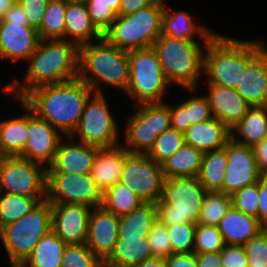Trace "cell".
I'll return each mask as SVG.
<instances>
[{"instance_id": "cell-1", "label": "cell", "mask_w": 267, "mask_h": 267, "mask_svg": "<svg viewBox=\"0 0 267 267\" xmlns=\"http://www.w3.org/2000/svg\"><path fill=\"white\" fill-rule=\"evenodd\" d=\"M79 46L66 39H40L27 61L22 80L15 79L1 87L12 100L22 99L32 89L78 78ZM13 95V96H12Z\"/></svg>"}, {"instance_id": "cell-2", "label": "cell", "mask_w": 267, "mask_h": 267, "mask_svg": "<svg viewBox=\"0 0 267 267\" xmlns=\"http://www.w3.org/2000/svg\"><path fill=\"white\" fill-rule=\"evenodd\" d=\"M93 93L84 81L76 78L36 87L21 100L61 134L70 136L76 129L86 102Z\"/></svg>"}, {"instance_id": "cell-3", "label": "cell", "mask_w": 267, "mask_h": 267, "mask_svg": "<svg viewBox=\"0 0 267 267\" xmlns=\"http://www.w3.org/2000/svg\"><path fill=\"white\" fill-rule=\"evenodd\" d=\"M266 44L262 38L239 40L216 32L205 46V85L236 89L247 67L267 48Z\"/></svg>"}, {"instance_id": "cell-4", "label": "cell", "mask_w": 267, "mask_h": 267, "mask_svg": "<svg viewBox=\"0 0 267 267\" xmlns=\"http://www.w3.org/2000/svg\"><path fill=\"white\" fill-rule=\"evenodd\" d=\"M78 78L94 93L102 87L123 90L129 85L128 51L109 44L104 38L79 46Z\"/></svg>"}, {"instance_id": "cell-5", "label": "cell", "mask_w": 267, "mask_h": 267, "mask_svg": "<svg viewBox=\"0 0 267 267\" xmlns=\"http://www.w3.org/2000/svg\"><path fill=\"white\" fill-rule=\"evenodd\" d=\"M210 38L186 40L160 35L153 43L167 81L193 94L201 86L204 51ZM201 40V41H199ZM202 42V43H201ZM202 76V77H201Z\"/></svg>"}, {"instance_id": "cell-6", "label": "cell", "mask_w": 267, "mask_h": 267, "mask_svg": "<svg viewBox=\"0 0 267 267\" xmlns=\"http://www.w3.org/2000/svg\"><path fill=\"white\" fill-rule=\"evenodd\" d=\"M164 5L165 0H157L134 14L118 15L103 38L126 51L151 48L162 34Z\"/></svg>"}, {"instance_id": "cell-7", "label": "cell", "mask_w": 267, "mask_h": 267, "mask_svg": "<svg viewBox=\"0 0 267 267\" xmlns=\"http://www.w3.org/2000/svg\"><path fill=\"white\" fill-rule=\"evenodd\" d=\"M52 230V208L46 199L22 218L0 229V239L11 267H19L41 238Z\"/></svg>"}, {"instance_id": "cell-8", "label": "cell", "mask_w": 267, "mask_h": 267, "mask_svg": "<svg viewBox=\"0 0 267 267\" xmlns=\"http://www.w3.org/2000/svg\"><path fill=\"white\" fill-rule=\"evenodd\" d=\"M206 192L197 176L165 178L162 198L156 203L157 220L166 226L197 223Z\"/></svg>"}, {"instance_id": "cell-9", "label": "cell", "mask_w": 267, "mask_h": 267, "mask_svg": "<svg viewBox=\"0 0 267 267\" xmlns=\"http://www.w3.org/2000/svg\"><path fill=\"white\" fill-rule=\"evenodd\" d=\"M128 59L129 85L125 93L134 105L164 102L171 84L164 75L153 47L128 51Z\"/></svg>"}, {"instance_id": "cell-10", "label": "cell", "mask_w": 267, "mask_h": 267, "mask_svg": "<svg viewBox=\"0 0 267 267\" xmlns=\"http://www.w3.org/2000/svg\"><path fill=\"white\" fill-rule=\"evenodd\" d=\"M109 109L104 93H93L70 137L76 140L78 136V142L100 148L120 145L118 122Z\"/></svg>"}, {"instance_id": "cell-11", "label": "cell", "mask_w": 267, "mask_h": 267, "mask_svg": "<svg viewBox=\"0 0 267 267\" xmlns=\"http://www.w3.org/2000/svg\"><path fill=\"white\" fill-rule=\"evenodd\" d=\"M0 191L27 197H46L47 168L20 156H2Z\"/></svg>"}, {"instance_id": "cell-12", "label": "cell", "mask_w": 267, "mask_h": 267, "mask_svg": "<svg viewBox=\"0 0 267 267\" xmlns=\"http://www.w3.org/2000/svg\"><path fill=\"white\" fill-rule=\"evenodd\" d=\"M46 199L51 204H82L96 208L102 205L103 194L98 189L91 172L86 174L47 172Z\"/></svg>"}, {"instance_id": "cell-13", "label": "cell", "mask_w": 267, "mask_h": 267, "mask_svg": "<svg viewBox=\"0 0 267 267\" xmlns=\"http://www.w3.org/2000/svg\"><path fill=\"white\" fill-rule=\"evenodd\" d=\"M164 173L146 153L126 155L120 181L130 188L145 203H157L163 194Z\"/></svg>"}, {"instance_id": "cell-14", "label": "cell", "mask_w": 267, "mask_h": 267, "mask_svg": "<svg viewBox=\"0 0 267 267\" xmlns=\"http://www.w3.org/2000/svg\"><path fill=\"white\" fill-rule=\"evenodd\" d=\"M227 167L223 193L232 195L243 187L262 180L263 172L256 162L252 146L237 143L230 138L226 145Z\"/></svg>"}, {"instance_id": "cell-15", "label": "cell", "mask_w": 267, "mask_h": 267, "mask_svg": "<svg viewBox=\"0 0 267 267\" xmlns=\"http://www.w3.org/2000/svg\"><path fill=\"white\" fill-rule=\"evenodd\" d=\"M62 137L63 134L29 108V139L19 156L48 168L54 160Z\"/></svg>"}, {"instance_id": "cell-16", "label": "cell", "mask_w": 267, "mask_h": 267, "mask_svg": "<svg viewBox=\"0 0 267 267\" xmlns=\"http://www.w3.org/2000/svg\"><path fill=\"white\" fill-rule=\"evenodd\" d=\"M52 231L66 244H85L92 208L82 204H51Z\"/></svg>"}, {"instance_id": "cell-17", "label": "cell", "mask_w": 267, "mask_h": 267, "mask_svg": "<svg viewBox=\"0 0 267 267\" xmlns=\"http://www.w3.org/2000/svg\"><path fill=\"white\" fill-rule=\"evenodd\" d=\"M40 41L38 30L26 23H9L0 19V57L13 62H27Z\"/></svg>"}, {"instance_id": "cell-18", "label": "cell", "mask_w": 267, "mask_h": 267, "mask_svg": "<svg viewBox=\"0 0 267 267\" xmlns=\"http://www.w3.org/2000/svg\"><path fill=\"white\" fill-rule=\"evenodd\" d=\"M118 217L102 206L92 208L86 245L104 263L113 253L118 240Z\"/></svg>"}, {"instance_id": "cell-19", "label": "cell", "mask_w": 267, "mask_h": 267, "mask_svg": "<svg viewBox=\"0 0 267 267\" xmlns=\"http://www.w3.org/2000/svg\"><path fill=\"white\" fill-rule=\"evenodd\" d=\"M59 141L54 160L47 172L86 174L91 172L96 154L100 147L87 145L70 136Z\"/></svg>"}, {"instance_id": "cell-20", "label": "cell", "mask_w": 267, "mask_h": 267, "mask_svg": "<svg viewBox=\"0 0 267 267\" xmlns=\"http://www.w3.org/2000/svg\"><path fill=\"white\" fill-rule=\"evenodd\" d=\"M207 97L212 116L230 131L234 129L251 107L244 97L233 88L207 85Z\"/></svg>"}, {"instance_id": "cell-21", "label": "cell", "mask_w": 267, "mask_h": 267, "mask_svg": "<svg viewBox=\"0 0 267 267\" xmlns=\"http://www.w3.org/2000/svg\"><path fill=\"white\" fill-rule=\"evenodd\" d=\"M134 107L137 110L128 117L123 135L125 144L121 145L132 153H147L158 136L150 124V103Z\"/></svg>"}, {"instance_id": "cell-22", "label": "cell", "mask_w": 267, "mask_h": 267, "mask_svg": "<svg viewBox=\"0 0 267 267\" xmlns=\"http://www.w3.org/2000/svg\"><path fill=\"white\" fill-rule=\"evenodd\" d=\"M102 38L103 34L92 23L86 3L79 0H67L65 39L80 46Z\"/></svg>"}, {"instance_id": "cell-23", "label": "cell", "mask_w": 267, "mask_h": 267, "mask_svg": "<svg viewBox=\"0 0 267 267\" xmlns=\"http://www.w3.org/2000/svg\"><path fill=\"white\" fill-rule=\"evenodd\" d=\"M128 153L129 151L121 144L112 148H100L98 150L91 175L102 194L120 181Z\"/></svg>"}, {"instance_id": "cell-24", "label": "cell", "mask_w": 267, "mask_h": 267, "mask_svg": "<svg viewBox=\"0 0 267 267\" xmlns=\"http://www.w3.org/2000/svg\"><path fill=\"white\" fill-rule=\"evenodd\" d=\"M225 245L243 246L266 227L258 218L231 208L218 225Z\"/></svg>"}, {"instance_id": "cell-25", "label": "cell", "mask_w": 267, "mask_h": 267, "mask_svg": "<svg viewBox=\"0 0 267 267\" xmlns=\"http://www.w3.org/2000/svg\"><path fill=\"white\" fill-rule=\"evenodd\" d=\"M236 90L252 106H267V48L247 67Z\"/></svg>"}, {"instance_id": "cell-26", "label": "cell", "mask_w": 267, "mask_h": 267, "mask_svg": "<svg viewBox=\"0 0 267 267\" xmlns=\"http://www.w3.org/2000/svg\"><path fill=\"white\" fill-rule=\"evenodd\" d=\"M230 138L231 131L214 117L191 125L184 132V143L203 153L225 147Z\"/></svg>"}, {"instance_id": "cell-27", "label": "cell", "mask_w": 267, "mask_h": 267, "mask_svg": "<svg viewBox=\"0 0 267 267\" xmlns=\"http://www.w3.org/2000/svg\"><path fill=\"white\" fill-rule=\"evenodd\" d=\"M16 102L26 113L0 121V157L19 156L29 139V107L21 99Z\"/></svg>"}, {"instance_id": "cell-28", "label": "cell", "mask_w": 267, "mask_h": 267, "mask_svg": "<svg viewBox=\"0 0 267 267\" xmlns=\"http://www.w3.org/2000/svg\"><path fill=\"white\" fill-rule=\"evenodd\" d=\"M172 8L164 5L162 35L176 39L196 40L198 38H211L216 32L195 22L190 12L183 10L171 11ZM197 23V24H196Z\"/></svg>"}, {"instance_id": "cell-29", "label": "cell", "mask_w": 267, "mask_h": 267, "mask_svg": "<svg viewBox=\"0 0 267 267\" xmlns=\"http://www.w3.org/2000/svg\"><path fill=\"white\" fill-rule=\"evenodd\" d=\"M151 257L147 237L118 238L113 253L103 263V267H136Z\"/></svg>"}, {"instance_id": "cell-30", "label": "cell", "mask_w": 267, "mask_h": 267, "mask_svg": "<svg viewBox=\"0 0 267 267\" xmlns=\"http://www.w3.org/2000/svg\"><path fill=\"white\" fill-rule=\"evenodd\" d=\"M171 128L185 132L191 125L213 118L205 95L190 96L178 105L170 106Z\"/></svg>"}, {"instance_id": "cell-31", "label": "cell", "mask_w": 267, "mask_h": 267, "mask_svg": "<svg viewBox=\"0 0 267 267\" xmlns=\"http://www.w3.org/2000/svg\"><path fill=\"white\" fill-rule=\"evenodd\" d=\"M237 143L253 146L267 138V106H252L240 123L231 130Z\"/></svg>"}, {"instance_id": "cell-32", "label": "cell", "mask_w": 267, "mask_h": 267, "mask_svg": "<svg viewBox=\"0 0 267 267\" xmlns=\"http://www.w3.org/2000/svg\"><path fill=\"white\" fill-rule=\"evenodd\" d=\"M156 221V204L144 203L129 214L118 217V238L147 237Z\"/></svg>"}, {"instance_id": "cell-33", "label": "cell", "mask_w": 267, "mask_h": 267, "mask_svg": "<svg viewBox=\"0 0 267 267\" xmlns=\"http://www.w3.org/2000/svg\"><path fill=\"white\" fill-rule=\"evenodd\" d=\"M67 245L51 230L19 267H61Z\"/></svg>"}, {"instance_id": "cell-34", "label": "cell", "mask_w": 267, "mask_h": 267, "mask_svg": "<svg viewBox=\"0 0 267 267\" xmlns=\"http://www.w3.org/2000/svg\"><path fill=\"white\" fill-rule=\"evenodd\" d=\"M203 152L184 143L163 165L165 178L196 177L199 173Z\"/></svg>"}, {"instance_id": "cell-35", "label": "cell", "mask_w": 267, "mask_h": 267, "mask_svg": "<svg viewBox=\"0 0 267 267\" xmlns=\"http://www.w3.org/2000/svg\"><path fill=\"white\" fill-rule=\"evenodd\" d=\"M226 167L227 155L225 147L203 154L197 178L206 191H219L223 193Z\"/></svg>"}, {"instance_id": "cell-36", "label": "cell", "mask_w": 267, "mask_h": 267, "mask_svg": "<svg viewBox=\"0 0 267 267\" xmlns=\"http://www.w3.org/2000/svg\"><path fill=\"white\" fill-rule=\"evenodd\" d=\"M145 202L125 184L118 182L103 194L102 207L117 217L129 214Z\"/></svg>"}, {"instance_id": "cell-37", "label": "cell", "mask_w": 267, "mask_h": 267, "mask_svg": "<svg viewBox=\"0 0 267 267\" xmlns=\"http://www.w3.org/2000/svg\"><path fill=\"white\" fill-rule=\"evenodd\" d=\"M46 197H27L0 191V229L28 214Z\"/></svg>"}, {"instance_id": "cell-38", "label": "cell", "mask_w": 267, "mask_h": 267, "mask_svg": "<svg viewBox=\"0 0 267 267\" xmlns=\"http://www.w3.org/2000/svg\"><path fill=\"white\" fill-rule=\"evenodd\" d=\"M66 5L67 0H49L38 29L40 39H65Z\"/></svg>"}, {"instance_id": "cell-39", "label": "cell", "mask_w": 267, "mask_h": 267, "mask_svg": "<svg viewBox=\"0 0 267 267\" xmlns=\"http://www.w3.org/2000/svg\"><path fill=\"white\" fill-rule=\"evenodd\" d=\"M232 207L231 195L219 191H207L197 223L218 226L223 216Z\"/></svg>"}, {"instance_id": "cell-40", "label": "cell", "mask_w": 267, "mask_h": 267, "mask_svg": "<svg viewBox=\"0 0 267 267\" xmlns=\"http://www.w3.org/2000/svg\"><path fill=\"white\" fill-rule=\"evenodd\" d=\"M183 144L184 133L177 129L169 128L157 136L146 154L162 166Z\"/></svg>"}, {"instance_id": "cell-41", "label": "cell", "mask_w": 267, "mask_h": 267, "mask_svg": "<svg viewBox=\"0 0 267 267\" xmlns=\"http://www.w3.org/2000/svg\"><path fill=\"white\" fill-rule=\"evenodd\" d=\"M92 23L103 34L119 15L120 0H85Z\"/></svg>"}, {"instance_id": "cell-42", "label": "cell", "mask_w": 267, "mask_h": 267, "mask_svg": "<svg viewBox=\"0 0 267 267\" xmlns=\"http://www.w3.org/2000/svg\"><path fill=\"white\" fill-rule=\"evenodd\" d=\"M171 253H192L195 244L196 223L187 222L167 226Z\"/></svg>"}, {"instance_id": "cell-43", "label": "cell", "mask_w": 267, "mask_h": 267, "mask_svg": "<svg viewBox=\"0 0 267 267\" xmlns=\"http://www.w3.org/2000/svg\"><path fill=\"white\" fill-rule=\"evenodd\" d=\"M224 246L218 226L196 223L194 253L221 251Z\"/></svg>"}, {"instance_id": "cell-44", "label": "cell", "mask_w": 267, "mask_h": 267, "mask_svg": "<svg viewBox=\"0 0 267 267\" xmlns=\"http://www.w3.org/2000/svg\"><path fill=\"white\" fill-rule=\"evenodd\" d=\"M61 267H103V263L86 244L67 245Z\"/></svg>"}, {"instance_id": "cell-45", "label": "cell", "mask_w": 267, "mask_h": 267, "mask_svg": "<svg viewBox=\"0 0 267 267\" xmlns=\"http://www.w3.org/2000/svg\"><path fill=\"white\" fill-rule=\"evenodd\" d=\"M231 198L233 208L258 218V182L234 192Z\"/></svg>"}, {"instance_id": "cell-46", "label": "cell", "mask_w": 267, "mask_h": 267, "mask_svg": "<svg viewBox=\"0 0 267 267\" xmlns=\"http://www.w3.org/2000/svg\"><path fill=\"white\" fill-rule=\"evenodd\" d=\"M248 267H267V228L244 245Z\"/></svg>"}, {"instance_id": "cell-47", "label": "cell", "mask_w": 267, "mask_h": 267, "mask_svg": "<svg viewBox=\"0 0 267 267\" xmlns=\"http://www.w3.org/2000/svg\"><path fill=\"white\" fill-rule=\"evenodd\" d=\"M152 256L166 258L171 254V244L167 226L158 220L152 225L147 236Z\"/></svg>"}, {"instance_id": "cell-48", "label": "cell", "mask_w": 267, "mask_h": 267, "mask_svg": "<svg viewBox=\"0 0 267 267\" xmlns=\"http://www.w3.org/2000/svg\"><path fill=\"white\" fill-rule=\"evenodd\" d=\"M150 124L158 135L171 128L170 106L166 102L150 103Z\"/></svg>"}, {"instance_id": "cell-49", "label": "cell", "mask_w": 267, "mask_h": 267, "mask_svg": "<svg viewBox=\"0 0 267 267\" xmlns=\"http://www.w3.org/2000/svg\"><path fill=\"white\" fill-rule=\"evenodd\" d=\"M29 22V26L39 29L42 25L45 9L49 0H17Z\"/></svg>"}, {"instance_id": "cell-50", "label": "cell", "mask_w": 267, "mask_h": 267, "mask_svg": "<svg viewBox=\"0 0 267 267\" xmlns=\"http://www.w3.org/2000/svg\"><path fill=\"white\" fill-rule=\"evenodd\" d=\"M222 267H248L244 246L225 245L221 250Z\"/></svg>"}, {"instance_id": "cell-51", "label": "cell", "mask_w": 267, "mask_h": 267, "mask_svg": "<svg viewBox=\"0 0 267 267\" xmlns=\"http://www.w3.org/2000/svg\"><path fill=\"white\" fill-rule=\"evenodd\" d=\"M165 259L166 267H198L196 253H171Z\"/></svg>"}, {"instance_id": "cell-52", "label": "cell", "mask_w": 267, "mask_h": 267, "mask_svg": "<svg viewBox=\"0 0 267 267\" xmlns=\"http://www.w3.org/2000/svg\"><path fill=\"white\" fill-rule=\"evenodd\" d=\"M157 0H120L119 15H130L144 9Z\"/></svg>"}, {"instance_id": "cell-53", "label": "cell", "mask_w": 267, "mask_h": 267, "mask_svg": "<svg viewBox=\"0 0 267 267\" xmlns=\"http://www.w3.org/2000/svg\"><path fill=\"white\" fill-rule=\"evenodd\" d=\"M258 219L267 228V184L260 180L258 182Z\"/></svg>"}, {"instance_id": "cell-54", "label": "cell", "mask_w": 267, "mask_h": 267, "mask_svg": "<svg viewBox=\"0 0 267 267\" xmlns=\"http://www.w3.org/2000/svg\"><path fill=\"white\" fill-rule=\"evenodd\" d=\"M198 267H222L221 251L196 253Z\"/></svg>"}, {"instance_id": "cell-55", "label": "cell", "mask_w": 267, "mask_h": 267, "mask_svg": "<svg viewBox=\"0 0 267 267\" xmlns=\"http://www.w3.org/2000/svg\"><path fill=\"white\" fill-rule=\"evenodd\" d=\"M2 19L9 23H26L29 25L26 13L18 2H15V4L10 7Z\"/></svg>"}, {"instance_id": "cell-56", "label": "cell", "mask_w": 267, "mask_h": 267, "mask_svg": "<svg viewBox=\"0 0 267 267\" xmlns=\"http://www.w3.org/2000/svg\"><path fill=\"white\" fill-rule=\"evenodd\" d=\"M259 169L267 172V138L252 146Z\"/></svg>"}, {"instance_id": "cell-57", "label": "cell", "mask_w": 267, "mask_h": 267, "mask_svg": "<svg viewBox=\"0 0 267 267\" xmlns=\"http://www.w3.org/2000/svg\"><path fill=\"white\" fill-rule=\"evenodd\" d=\"M136 267H166L165 259L163 257H151L144 260L140 265Z\"/></svg>"}, {"instance_id": "cell-58", "label": "cell", "mask_w": 267, "mask_h": 267, "mask_svg": "<svg viewBox=\"0 0 267 267\" xmlns=\"http://www.w3.org/2000/svg\"><path fill=\"white\" fill-rule=\"evenodd\" d=\"M17 0H0V19H2L5 13L12 7Z\"/></svg>"}, {"instance_id": "cell-59", "label": "cell", "mask_w": 267, "mask_h": 267, "mask_svg": "<svg viewBox=\"0 0 267 267\" xmlns=\"http://www.w3.org/2000/svg\"><path fill=\"white\" fill-rule=\"evenodd\" d=\"M262 180L267 184V172L263 173Z\"/></svg>"}]
</instances>
